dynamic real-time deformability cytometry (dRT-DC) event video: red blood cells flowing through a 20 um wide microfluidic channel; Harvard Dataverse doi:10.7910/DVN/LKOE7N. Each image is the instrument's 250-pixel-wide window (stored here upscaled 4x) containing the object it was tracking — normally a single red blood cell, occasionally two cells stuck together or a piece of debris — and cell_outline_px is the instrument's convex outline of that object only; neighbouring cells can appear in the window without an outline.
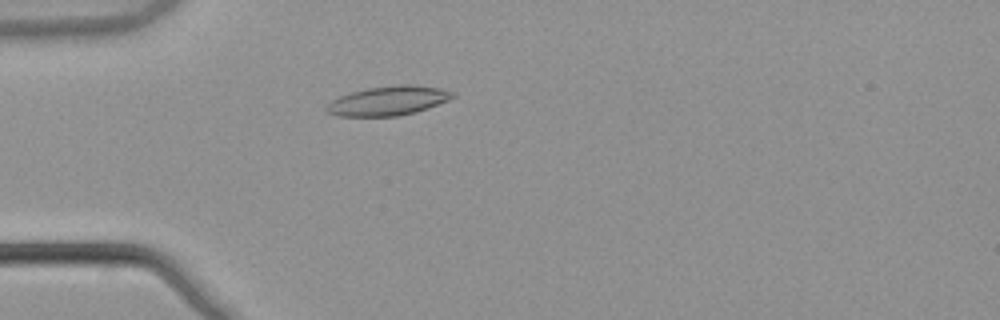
{"species": "common noctule bat (a hibernating species)", "species_latin": "Nyctalus noctula", "temperature_condition": "warm", "stored_images_in_passage": 49, "camera_frame_rate_fps": 3000, "um_per_image_px": 0.085, "animal": {"sex": "male", "body_mass_g": 21.5, "forearm_length_mm": 52.0}, "frame": {"image": 1, "passage_image": 11, "time_ms": 3.333, "image_size_px": [1000, 320], "cell_outline_px": [[456, 96], [448, 100], [428, 108], [416, 112], [396, 116], [340, 116], [328, 112], [324, 108], [332, 100], [340, 96], [352, 92], [368, 88], [396, 84], [412, 84], [440, 88], [456, 92]], "centroid_in_image_um": [33.04, 8.55], "position_along_channel_um": 52.0, "area_um2": 21.56}}
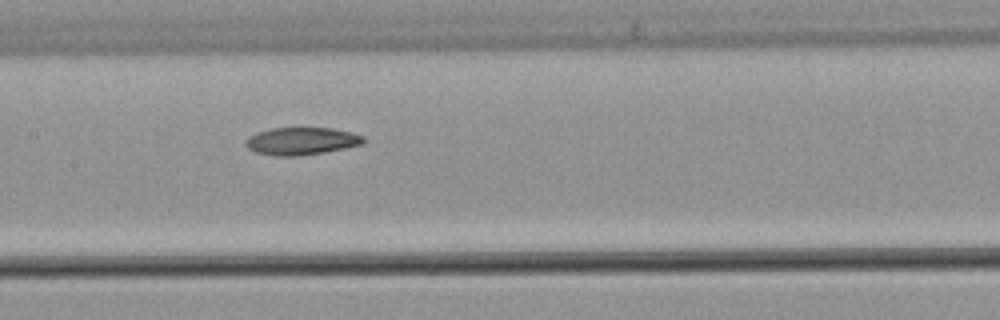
{"frame": {"image": 2, "passage_image": 22, "time_ms": 7.0, "image_size_px": [1000, 320], "cell_outline_px": [[364, 140], [360, 144], [344, 148], [324, 152], [296, 156], [276, 156], [256, 152], [248, 148], [244, 144], [248, 136], [256, 132], [272, 128], [332, 128], [352, 132], [364, 136]], "centroid_in_image_um": [25.59, 11.98], "position_along_channel_um": 181.8, "area_um2": 18.79}}
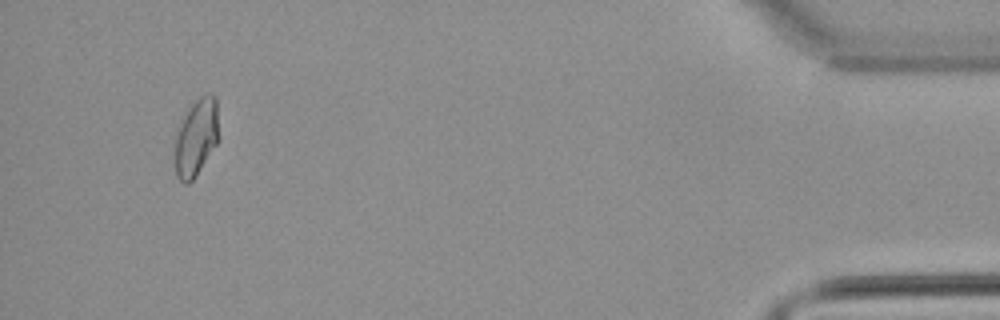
{"frame": {"image": 3, "passage_image": 46, "time_ms": 15.0, "image_size_px": [1000, 320], "cell_outline_px": [[220, 140], [196, 176], [188, 184], [184, 184], [176, 176], [176, 128], [188, 108], [200, 96], [208, 92], [212, 92], [216, 96], [220, 136]], "centroid_in_image_um": [16.72, 11.64], "position_along_channel_um": 418.5, "area_um2": 20.29}, "authors_computed_cell_mechanics": {"area_um2": 19.4786, "velocity_mm_per_s": 3.8601, "shape_relaxation_time_tau1_ms": null, "shape_relaxation_time_tau2_ms": 5.2595, "deformation_change_tau1": null, "deformation_change_tau2": 0.1023}}